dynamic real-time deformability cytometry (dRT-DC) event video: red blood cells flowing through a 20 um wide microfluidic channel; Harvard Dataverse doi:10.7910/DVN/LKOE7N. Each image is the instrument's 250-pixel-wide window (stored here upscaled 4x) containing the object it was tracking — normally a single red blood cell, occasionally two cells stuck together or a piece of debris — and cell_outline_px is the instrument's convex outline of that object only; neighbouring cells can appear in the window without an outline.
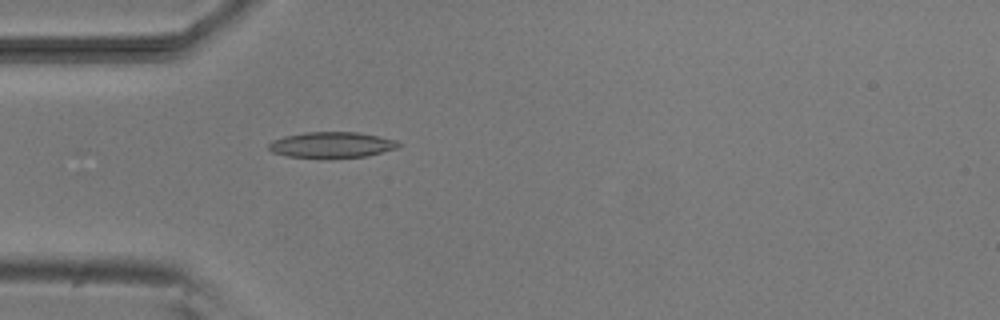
{"species": "common noctule bat (a hibernating species)", "species_latin": "Nyctalus noctula", "temperature_condition": "room temperature", "stored_images_in_passage": 33, "camera_frame_rate_fps": 3000, "um_per_image_px": 0.085, "animal": {"sex": "male", "body_mass_g": 20.5, "forearm_length_mm": 52.5}, "frame": {"image": 1, "passage_image": 1, "time_ms": 0.0, "image_size_px": [1000, 320], "cell_outline_px": [[400, 148], [368, 156], [332, 160], [288, 156], [272, 152], [268, 148], [268, 144], [272, 140], [284, 136], [304, 132], [360, 132], [396, 140], [400, 144]], "centroid_in_image_um": [28.21, 12.34], "position_along_channel_um": 56.8, "area_um2": 20.29}}
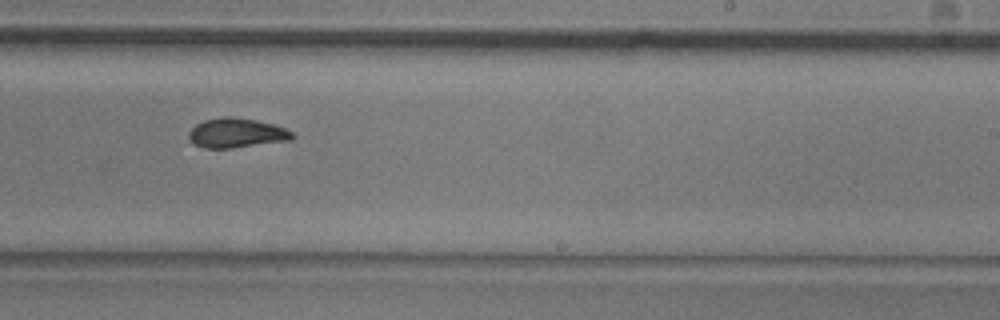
{"frame": {"image": 2, "passage_image": 18, "time_ms": 5.667, "image_size_px": [1000, 320], "cell_outline_px": [[296, 136], [292, 140], [232, 148], [208, 148], [192, 144], [188, 140], [188, 132], [196, 124], [204, 120], [224, 116], [228, 116], [256, 120], [272, 124], [284, 128], [292, 132]], "centroid_in_image_um": [20.08, 11.31], "position_along_channel_um": 268.9, "area_um2": 17.92}}
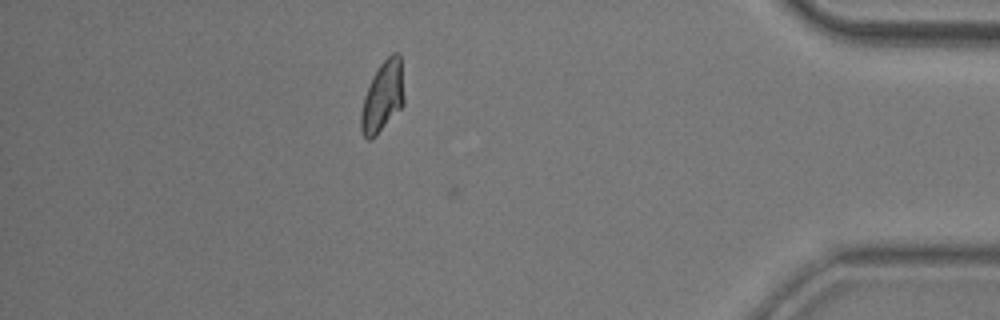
{"frame": {"image": 3, "passage_image": 32, "time_ms": 10.333, "image_size_px": [1000, 320], "cell_outline_px": [[404, 104], [376, 136], [372, 140], [368, 140], [364, 136], [360, 128], [360, 112], [364, 96], [372, 76], [380, 64], [392, 52], [400, 52], [404, 96]], "centroid_in_image_um": [32.52, 8.21], "position_along_channel_um": 402.7, "area_um2": 17.92}, "authors_computed_cell_mechanics": {"area_um2": 17.918, "velocity_mm_per_s": 3.7959, "shape_relaxation_time_tau1_ms": 5.1029, "shape_relaxation_time_tau2_ms": 2.5309, "deformation_change_tau1": 0.1728, "deformation_change_tau2": 0.0894}}